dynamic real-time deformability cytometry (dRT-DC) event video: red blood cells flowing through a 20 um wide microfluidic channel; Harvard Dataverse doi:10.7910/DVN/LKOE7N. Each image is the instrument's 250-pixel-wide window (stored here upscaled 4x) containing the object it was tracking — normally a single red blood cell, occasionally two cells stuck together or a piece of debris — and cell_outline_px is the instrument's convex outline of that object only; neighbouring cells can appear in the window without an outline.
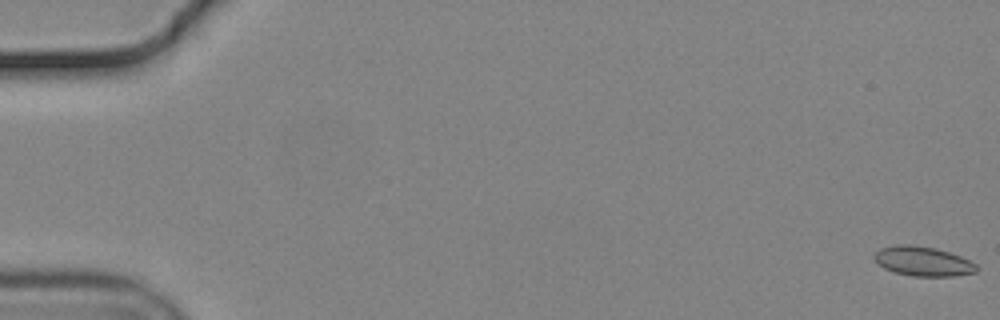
{"species": "common noctule bat (a hibernating species)", "species_latin": "Nyctalus noctula", "temperature_condition": "cold", "stored_images_in_passage": 56, "camera_frame_rate_fps": 3000, "um_per_image_px": 0.085, "animal": {"sex": "male", "body_mass_g": 19.2, "forearm_length_mm": 51.8}, "frame": {"image": 1, "passage_image": 1, "time_ms": 0.0, "image_size_px": [1000, 320], "cell_outline_px": [[976, 272], [952, 276], [912, 276], [896, 272], [884, 268], [872, 256], [880, 248], [896, 244], [908, 244], [936, 248], [960, 256], [976, 264]], "centroid_in_image_um": [78.43, 22.2], "position_along_channel_um": 6.6, "area_um2": 17.4}}
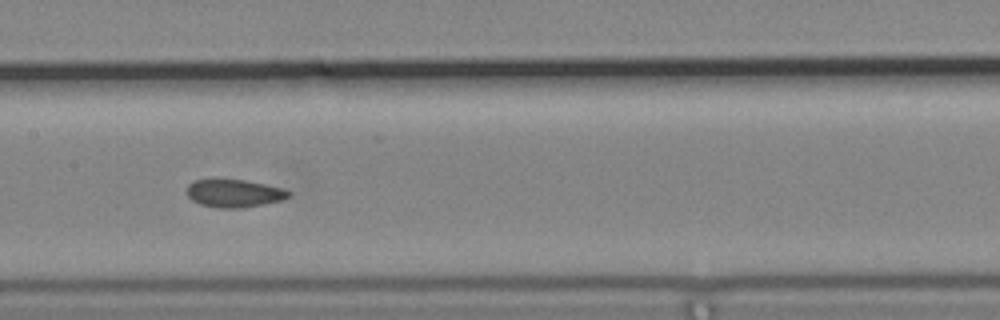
{"frame": {"image": 2, "passage_image": 29, "time_ms": 9.333, "image_size_px": [1000, 320], "cell_outline_px": [[292, 196], [280, 200], [264, 204], [240, 208], [216, 208], [200, 204], [192, 200], [188, 196], [188, 184], [192, 180], [212, 176], [216, 176], [248, 180], [284, 188], [292, 192]], "centroid_in_image_um": [19.87, 16.37], "position_along_channel_um": 187.5, "area_um2": 17.46}}
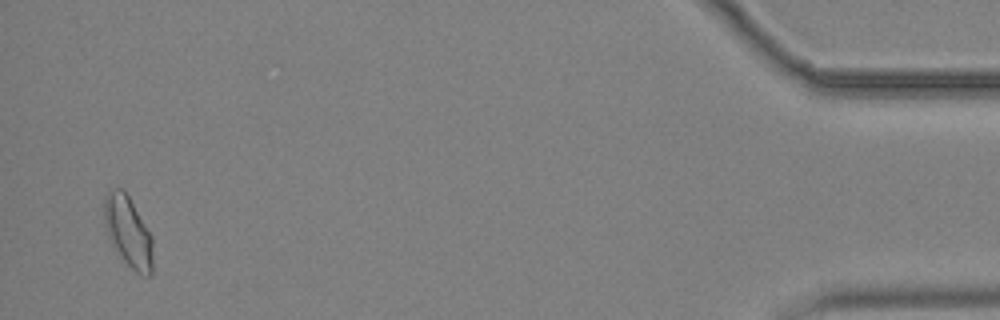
{"frame": {"image": 3, "passage_image": 55, "time_ms": 18.0, "image_size_px": [1000, 320], "cell_outline_px": [[152, 272], [148, 276], [144, 276], [136, 272], [124, 260], [108, 236], [104, 224], [104, 196], [108, 192], [116, 188], [120, 188], [128, 196], [152, 236]], "centroid_in_image_um": [10.89, 19.69], "position_along_channel_um": 424.3, "area_um2": 19.54}, "authors_computed_cell_mechanics": {"area_um2": 17.2533, "velocity_mm_per_s": 3.6951, "shape_relaxation_time_tau1_ms": null, "shape_relaxation_time_tau2_ms": 2.4744, "deformation_change_tau1": null, "deformation_change_tau2": 0.0533}}